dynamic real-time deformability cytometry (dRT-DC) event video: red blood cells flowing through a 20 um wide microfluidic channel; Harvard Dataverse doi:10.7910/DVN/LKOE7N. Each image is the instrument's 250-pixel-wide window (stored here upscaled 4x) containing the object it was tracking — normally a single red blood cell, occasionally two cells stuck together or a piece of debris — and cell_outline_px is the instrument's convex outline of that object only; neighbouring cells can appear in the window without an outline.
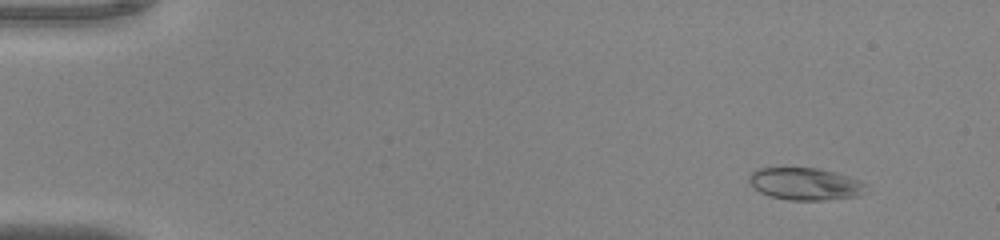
{"species": "common noctule bat (a hibernating species)", "species_latin": "Nyctalus noctula", "temperature_condition": "warm", "stored_images_in_passage": 51, "camera_frame_rate_fps": 3000, "um_per_image_px": 0.085, "animal": {"sex": "male", "body_mass_g": 20.0, "forearm_length_mm": 53.3}, "frame": {"image": 1, "passage_image": 5, "time_ms": 1.333, "image_size_px": [1000, 240], "cell_outline_px": [[868, 184], [860, 196], [820, 200], [788, 200], [768, 196], [760, 192], [748, 180], [748, 176], [756, 168], [820, 168], [848, 176], [860, 180]], "centroid_in_image_um": [68.45, 15.63], "position_along_channel_um": 16.6, "area_um2": 22.02}}
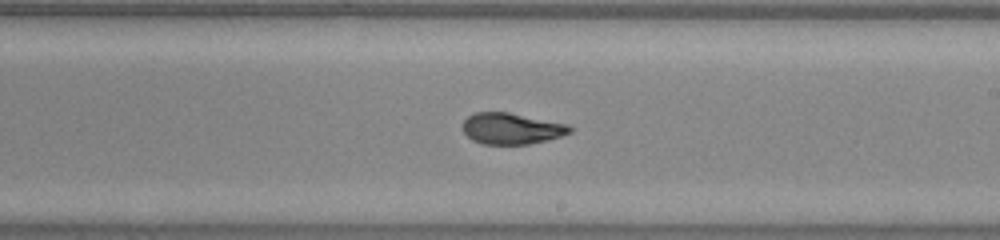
{"frame": {"image": 2, "passage_image": 31, "time_ms": 10.0, "image_size_px": [1000, 240], "cell_outline_px": [[572, 132], [548, 140], [528, 144], [484, 144], [472, 140], [460, 128], [464, 120], [468, 116], [476, 112], [508, 112], [568, 124], [572, 128]], "centroid_in_image_um": [43.46, 10.92], "position_along_channel_um": 245.5, "area_um2": 19.54}}
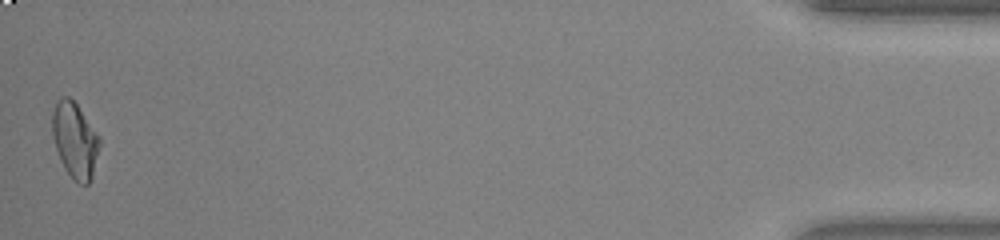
{"frame": {"image": 3, "passage_image": 51, "time_ms": 16.667, "image_size_px": [1000, 240], "cell_outline_px": [[100, 144], [92, 176], [88, 184], [80, 184], [72, 180], [64, 168], [60, 160], [52, 136], [52, 112], [56, 100], [60, 96], [68, 96], [76, 104], [100, 136]], "centroid_in_image_um": [6.35, 11.91], "position_along_channel_um": 428.9, "area_um2": 20.92}, "authors_computed_cell_mechanics": {"area_um2": 20.6924, "velocity_mm_per_s": 4.0682, "shape_relaxation_time_tau1_ms": 11.1698, "shape_relaxation_time_tau2_ms": 1.4174, "deformation_change_tau1": 0.3388, "deformation_change_tau2": 0.0607}}